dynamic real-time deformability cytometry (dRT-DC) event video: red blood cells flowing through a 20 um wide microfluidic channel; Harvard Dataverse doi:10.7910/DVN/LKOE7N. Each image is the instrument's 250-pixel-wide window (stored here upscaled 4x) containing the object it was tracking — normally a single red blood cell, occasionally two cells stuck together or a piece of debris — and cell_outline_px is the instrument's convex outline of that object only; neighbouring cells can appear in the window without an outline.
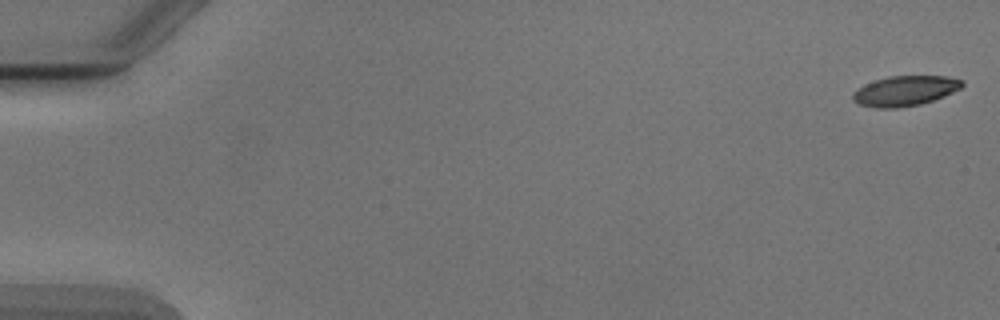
{"species": "Egyptian fruit bat (a non-hibernating species)", "species_latin": "Rousettus aegyptiacus", "temperature_condition": "cold", "stored_images_in_passage": 3, "camera_frame_rate_fps": 3000, "um_per_image_px": 0.085, "animal": {"sex": "male"}, "frame": {"image": 1, "passage_image": 1, "time_ms": 0.0, "image_size_px": [1000, 320], "cell_outline_px": [[964, 84], [960, 88], [944, 96], [920, 104], [896, 108], [876, 108], [860, 104], [852, 100], [852, 92], [864, 84], [888, 76], [948, 76], [964, 80]], "centroid_in_image_um": [76.91, 7.71], "position_along_channel_um": 8.1, "area_um2": 19.13}}